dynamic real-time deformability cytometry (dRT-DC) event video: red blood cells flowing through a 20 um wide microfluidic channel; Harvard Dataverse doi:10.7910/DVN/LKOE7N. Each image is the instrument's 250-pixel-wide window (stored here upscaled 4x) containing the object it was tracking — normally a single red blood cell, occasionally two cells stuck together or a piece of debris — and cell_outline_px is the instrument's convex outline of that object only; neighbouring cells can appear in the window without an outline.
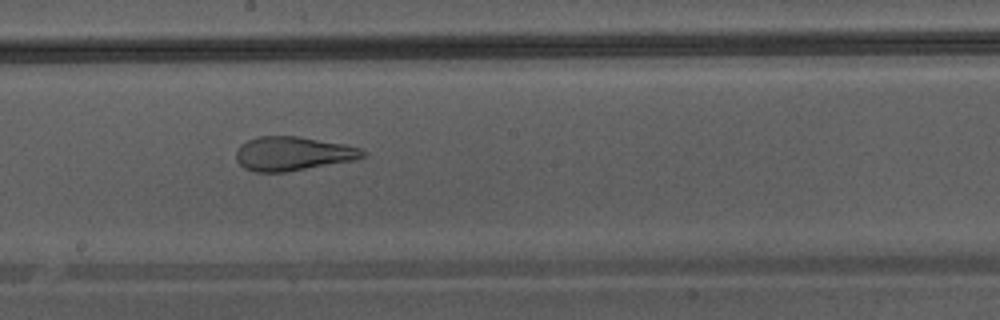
{"species": "Egyptian fruit bat (a non-hibernating species)", "species_latin": "Rousettus aegyptiacus", "temperature_condition": "warm", "stored_images_in_passage": 28, "camera_frame_rate_fps": 3000, "um_per_image_px": 0.085, "animal": {"sex": "male"}, "frame": {"image": 1, "passage_image": 13, "time_ms": 4.0, "image_size_px": [1000, 320], "cell_outline_px": [[364, 156], [356, 160], [288, 172], [256, 172], [244, 168], [236, 160], [236, 152], [240, 144], [248, 140], [260, 136], [296, 136], [344, 144], [360, 148], [364, 152]], "centroid_in_image_um": [24.87, 13.07], "position_along_channel_um": 223.3, "area_um2": 25.09}}
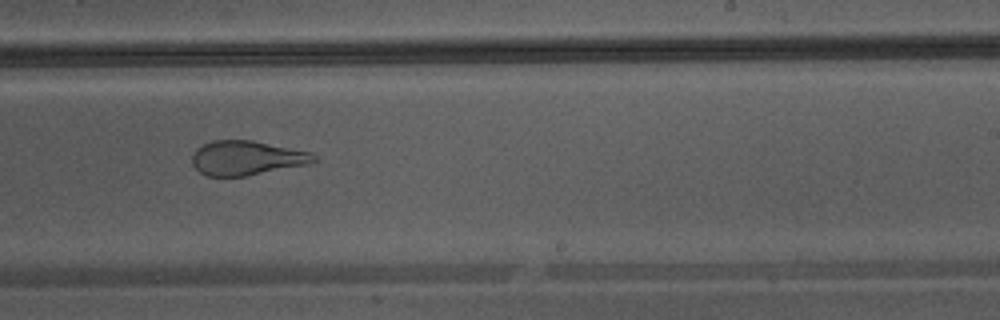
{"frame": {"image": 2, "passage_image": 16, "time_ms": 5.0, "image_size_px": [1000, 320], "cell_outline_px": [[316, 160], [308, 164], [244, 176], [208, 176], [200, 172], [192, 164], [192, 156], [196, 148], [212, 140], [252, 140], [312, 152], [316, 156]], "centroid_in_image_um": [20.95, 13.42], "position_along_channel_um": 268.0, "area_um2": 24.28}}